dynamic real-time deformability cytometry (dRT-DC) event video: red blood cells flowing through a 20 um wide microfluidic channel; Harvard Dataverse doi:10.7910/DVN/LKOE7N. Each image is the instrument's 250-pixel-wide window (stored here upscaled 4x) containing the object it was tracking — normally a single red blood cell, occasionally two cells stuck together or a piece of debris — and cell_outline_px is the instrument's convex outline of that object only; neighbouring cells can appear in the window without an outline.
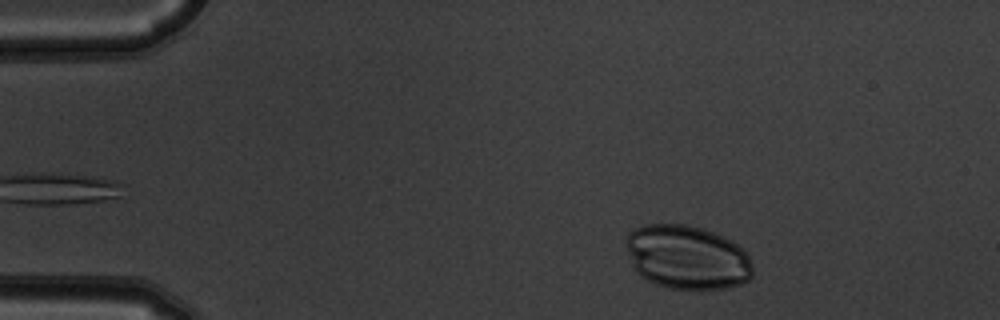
{"species": "common noctule bat (a hibernating species)", "species_latin": "Nyctalus noctula", "temperature_condition": "warm", "stored_images_in_passage": 2, "camera_frame_rate_fps": 3000, "um_per_image_px": 0.085, "animal": {"sex": "male", "body_mass_g": 19.5, "forearm_length_mm": 54.6}, "frame": {"image": 1, "passage_image": 1, "time_ms": 0.0, "image_size_px": [1000, 320], "cell_outline_px": [[752, 276], [748, 280], [740, 284], [728, 288], [704, 292], [668, 288], [656, 284], [640, 276], [632, 260], [624, 240], [628, 232], [644, 224], [688, 224], [704, 228], [724, 236], [732, 240], [748, 256], [752, 264]], "centroid_in_image_um": [58.43, 21.89], "position_along_channel_um": 26.6, "area_um2": 47.97}}